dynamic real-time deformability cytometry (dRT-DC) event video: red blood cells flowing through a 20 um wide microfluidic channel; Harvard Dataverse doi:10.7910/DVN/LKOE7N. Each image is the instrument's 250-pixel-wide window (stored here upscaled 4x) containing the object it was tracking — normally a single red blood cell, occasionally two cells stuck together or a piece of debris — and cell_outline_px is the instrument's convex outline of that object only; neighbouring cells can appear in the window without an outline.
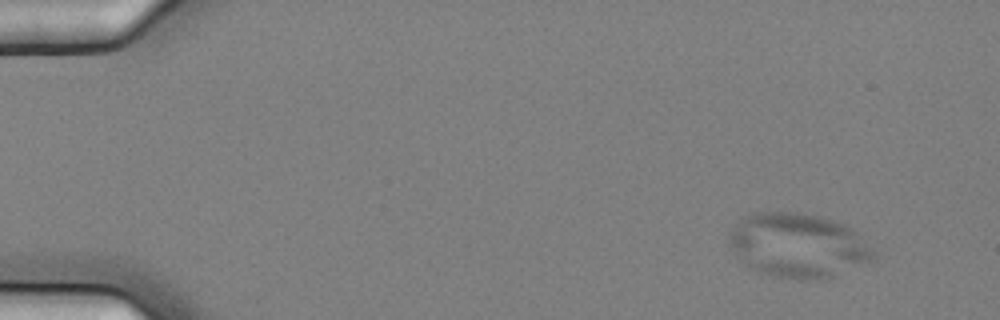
{"species": "common noctule bat (a hibernating species)", "species_latin": "Nyctalus noctula", "temperature_condition": "cold", "stored_images_in_passage": 9, "camera_frame_rate_fps": 3000, "um_per_image_px": 0.085, "animal": {"sex": "female", "body_mass_g": 25.1}, "frame": {"image": 1, "passage_image": 1, "time_ms": 0.0, "image_size_px": [1000, 320], "cell_outline_px": [[876, 256], [872, 260], [832, 276], [816, 280], [800, 280], [756, 272], [748, 268], [736, 256], [728, 240], [728, 232], [744, 216], [752, 212], [796, 212], [820, 216], [832, 220], [856, 232], [876, 252]], "centroid_in_image_um": [67.77, 20.86], "position_along_channel_um": 17.2, "area_um2": 53.99}}